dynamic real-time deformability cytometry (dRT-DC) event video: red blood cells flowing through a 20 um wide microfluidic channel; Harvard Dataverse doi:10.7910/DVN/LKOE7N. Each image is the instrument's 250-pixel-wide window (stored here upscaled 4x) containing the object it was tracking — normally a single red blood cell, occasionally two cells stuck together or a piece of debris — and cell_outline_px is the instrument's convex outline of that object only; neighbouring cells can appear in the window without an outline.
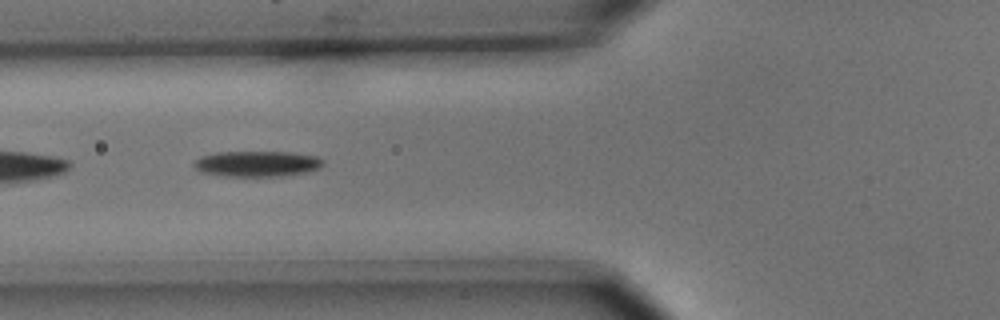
{"species": "common noctule bat (a hibernating species)", "species_latin": "Nyctalus noctula", "temperature_condition": "cold", "stored_images_in_passage": 39, "camera_frame_rate_fps": 3000, "um_per_image_px": 0.085, "animal": {"sex": "male", "body_mass_g": 15.6}, "frame": {"image": 1, "passage_image": 5, "time_ms": 1.333, "image_size_px": [1000, 320], "cell_outline_px": [[324, 164], [320, 168], [308, 172], [276, 176], [228, 176], [200, 172], [192, 164], [192, 160], [200, 156], [216, 152], [292, 152], [316, 156], [324, 160]], "centroid_in_image_um": [21.83, 13.91], "position_along_channel_um": 104.0, "area_um2": 19.48}}
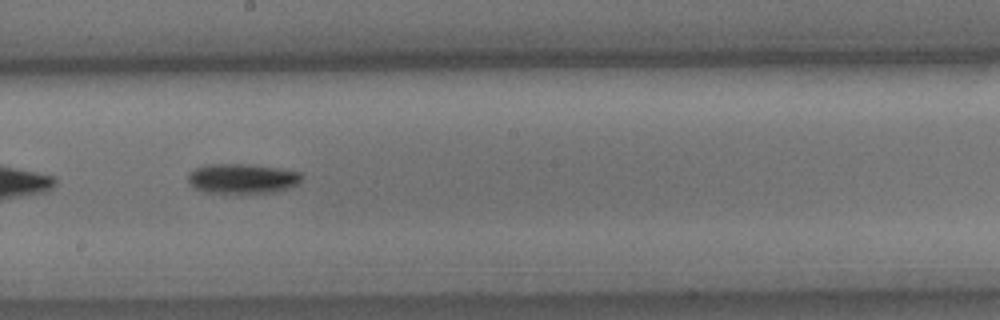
{"frame": {"image": 2, "passage_image": 15, "time_ms": 4.667, "image_size_px": [1000, 320], "cell_outline_px": [[304, 176], [296, 184], [288, 188], [272, 192], [236, 196], [204, 192], [196, 188], [188, 180], [188, 172], [204, 164], [244, 164], [280, 168], [300, 172]], "centroid_in_image_um": [20.57, 15.22], "position_along_channel_um": 227.6, "area_um2": 20.46}}
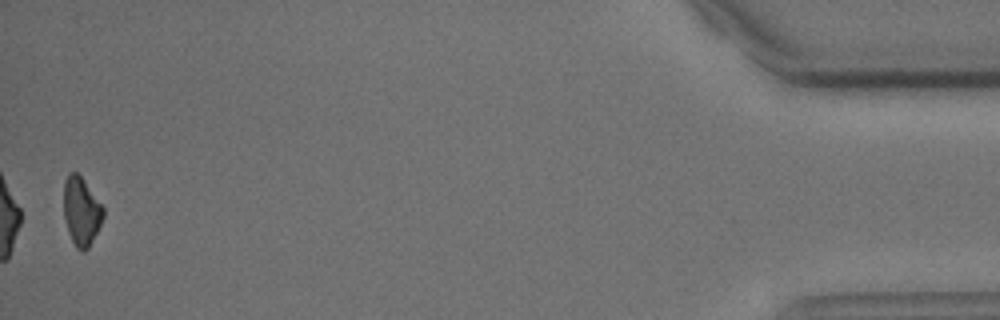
{"frame": {"image": 3, "passage_image": 38, "time_ms": 12.333, "image_size_px": [1000, 320], "cell_outline_px": [[104, 216], [88, 248], [84, 252], [80, 252], [76, 248], [68, 232], [64, 216], [64, 180], [68, 172], [76, 172], [84, 180], [104, 208]], "centroid_in_image_um": [6.9, 17.95], "position_along_channel_um": 428.3, "area_um2": 15.66}, "authors_computed_cell_mechanics": {"area_um2": 18.207, "velocity_mm_per_s": 3.6979, "shape_relaxation_time_tau1_ms": 2.1325, "shape_relaxation_time_tau2_ms": null, "deformation_change_tau1": 0.103, "deformation_change_tau2": null}}